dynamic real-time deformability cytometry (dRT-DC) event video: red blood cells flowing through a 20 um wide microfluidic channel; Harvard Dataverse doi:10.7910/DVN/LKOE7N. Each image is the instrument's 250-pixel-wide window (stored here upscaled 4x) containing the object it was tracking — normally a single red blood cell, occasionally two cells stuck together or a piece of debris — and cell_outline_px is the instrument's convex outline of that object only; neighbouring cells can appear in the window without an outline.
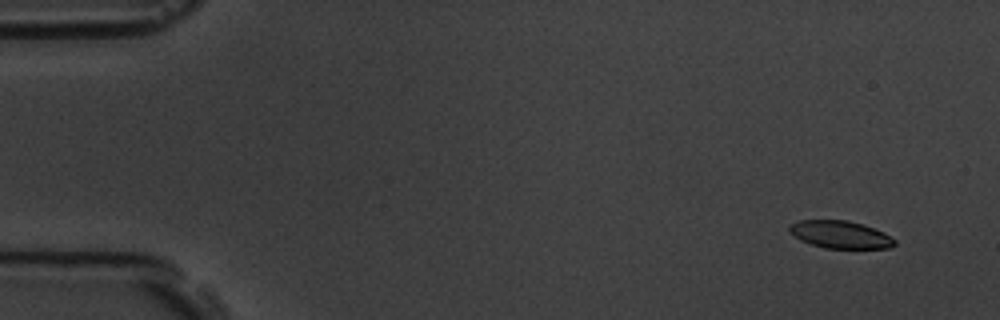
{"species": "common noctule bat (a hibernating species)", "species_latin": "Nyctalus noctula", "temperature_condition": "room temperature", "stored_images_in_passage": 7, "camera_frame_rate_fps": 3000, "um_per_image_px": 0.085, "animal": {"sex": "male", "body_mass_g": 19.5, "forearm_length_mm": 54.6}, "frame": {"image": 1, "passage_image": 2, "time_ms": 1.0, "image_size_px": [1000, 320], "cell_outline_px": [[896, 244], [892, 248], [824, 248], [800, 240], [792, 236], [788, 232], [788, 224], [800, 220], [848, 220], [884, 232], [896, 240]], "centroid_in_image_um": [71.38, 19.94], "position_along_channel_um": 13.6, "area_um2": 16.99}}
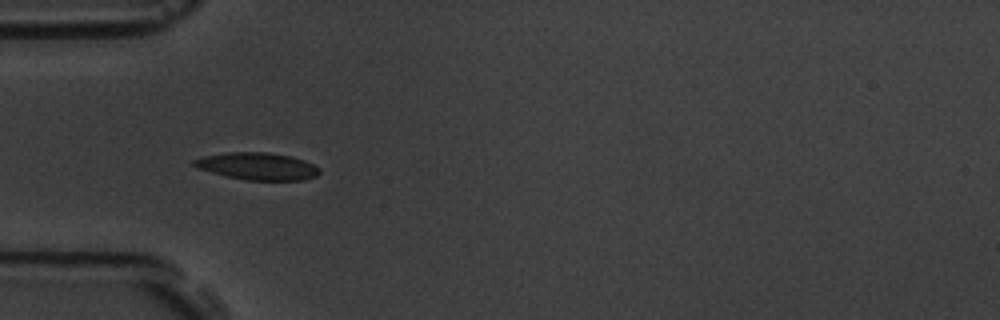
{"frame": {"image": 2, "passage_image": 6, "time_ms": 5.667, "image_size_px": [1000, 320], "cell_outline_px": [[320, 172], [316, 176], [304, 180], [244, 180], [196, 168], [192, 164], [192, 160], [204, 156], [228, 152], [268, 152], [292, 156], [304, 160], [320, 168]], "centroid_in_image_um": [21.89, 14.12], "position_along_channel_um": 63.1, "area_um2": 19.94}}
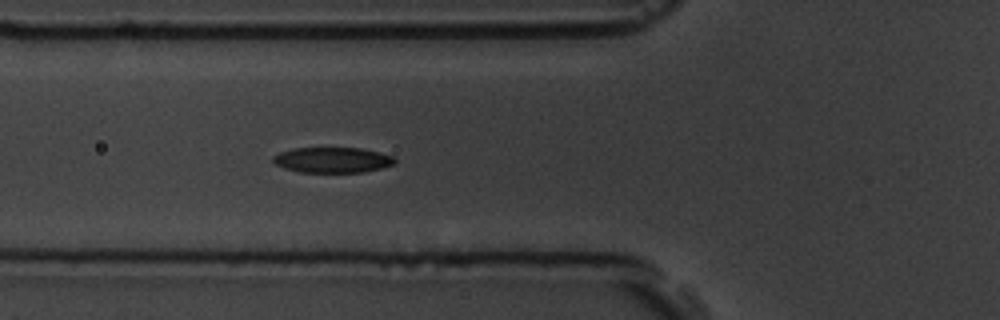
{"frame": {"image": 3, "passage_image": 7, "time_ms": 6.667, "image_size_px": [1000, 320], "cell_outline_px": [[396, 160], [392, 164], [380, 168], [364, 172], [300, 172], [284, 168], [276, 164], [272, 160], [272, 156], [280, 152], [292, 148], [360, 148], [380, 152], [396, 156]], "centroid_in_image_um": [28.26, 13.59], "position_along_channel_um": 97.5, "area_um2": 18.09}}